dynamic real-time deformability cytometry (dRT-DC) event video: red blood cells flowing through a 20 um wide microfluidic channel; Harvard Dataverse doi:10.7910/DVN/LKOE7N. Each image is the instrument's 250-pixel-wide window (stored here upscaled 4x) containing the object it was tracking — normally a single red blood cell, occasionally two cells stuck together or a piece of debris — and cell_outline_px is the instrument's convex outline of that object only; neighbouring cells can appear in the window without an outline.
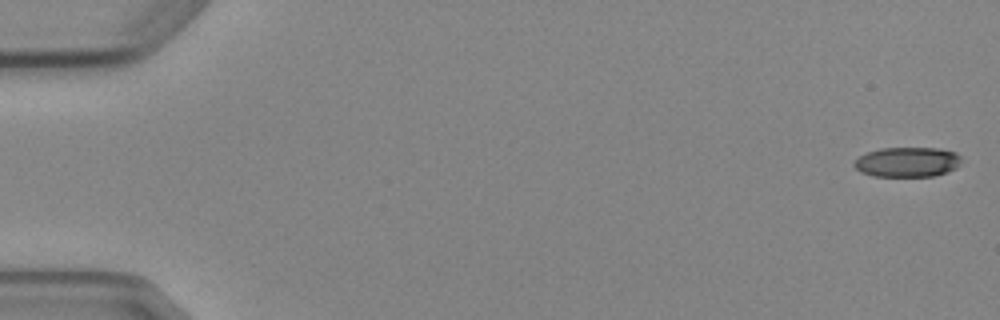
{"species": "Egyptian fruit bat (a non-hibernating species)", "species_latin": "Rousettus aegyptiacus", "temperature_condition": "cold", "stored_images_in_passage": 5, "camera_frame_rate_fps": 3000, "um_per_image_px": 0.085, "animal": {"sex": "female"}, "frame": {"image": 1, "passage_image": 1, "time_ms": 0.0, "image_size_px": [1000, 320], "cell_outline_px": [[960, 164], [956, 168], [948, 172], [932, 176], [872, 176], [860, 172], [852, 164], [860, 156], [868, 152], [880, 148], [940, 148], [956, 152], [960, 156]], "centroid_in_image_um": [77.13, 13.77], "position_along_channel_um": 7.9, "area_um2": 18.73}}
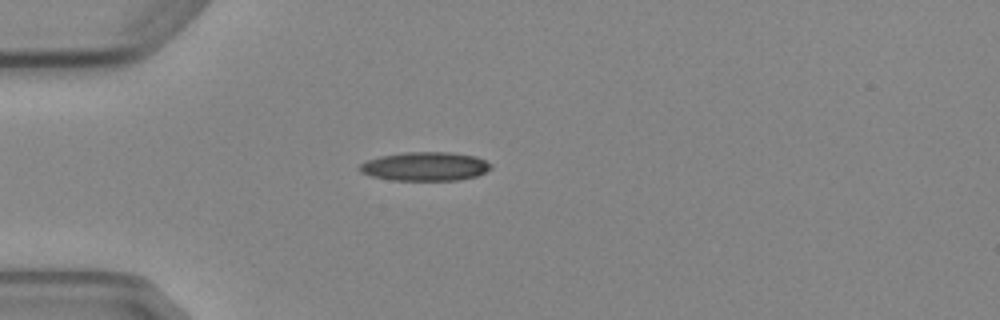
{"frame": {"image": 2, "passage_image": 5, "time_ms": 4.667, "image_size_px": [1000, 320], "cell_outline_px": [[492, 168], [476, 176], [456, 180], [392, 180], [372, 176], [360, 172], [360, 164], [368, 160], [380, 156], [404, 152], [452, 152], [476, 156], [492, 164]], "centroid_in_image_um": [36.15, 14.14], "position_along_channel_um": 48.8, "area_um2": 21.96}}